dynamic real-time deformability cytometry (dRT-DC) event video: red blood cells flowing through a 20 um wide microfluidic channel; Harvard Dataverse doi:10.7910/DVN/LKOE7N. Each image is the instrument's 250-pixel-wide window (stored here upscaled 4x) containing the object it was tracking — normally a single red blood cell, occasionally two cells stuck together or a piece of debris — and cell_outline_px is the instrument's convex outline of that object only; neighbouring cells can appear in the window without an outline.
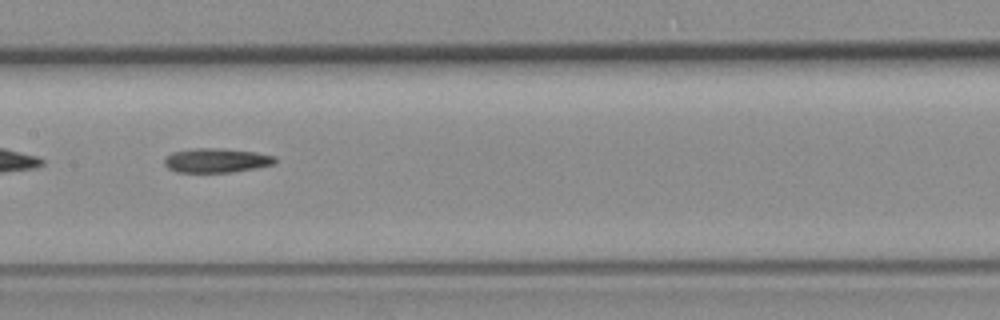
{"species": "common noctule bat (a hibernating species)", "species_latin": "Nyctalus noctula", "temperature_condition": "room temperature", "stored_images_in_passage": 34, "camera_frame_rate_fps": 3000, "um_per_image_px": 0.085, "animal": {"sex": "female", "body_mass_g": 19.3, "forearm_length_mm": 54.1}, "frame": {"image": 1, "passage_image": 15, "time_ms": 4.667, "image_size_px": [1000, 320], "cell_outline_px": [[276, 164], [256, 168], [232, 172], [176, 172], [168, 168], [164, 164], [164, 160], [172, 152], [192, 148], [212, 148], [256, 152], [276, 156]], "centroid_in_image_um": [18.41, 13.64], "position_along_channel_um": 189.0, "area_um2": 15.66}, "authors_computed_cell_mechanics": {"area_um2": 15.7794, "velocity_mm_per_s": 3.8886, "shape_relaxation_time_tau1_ms": null, "shape_relaxation_time_tau2_ms": 7.8163, "deformation_change_tau1": null, "deformation_change_tau2": 0.2241}}